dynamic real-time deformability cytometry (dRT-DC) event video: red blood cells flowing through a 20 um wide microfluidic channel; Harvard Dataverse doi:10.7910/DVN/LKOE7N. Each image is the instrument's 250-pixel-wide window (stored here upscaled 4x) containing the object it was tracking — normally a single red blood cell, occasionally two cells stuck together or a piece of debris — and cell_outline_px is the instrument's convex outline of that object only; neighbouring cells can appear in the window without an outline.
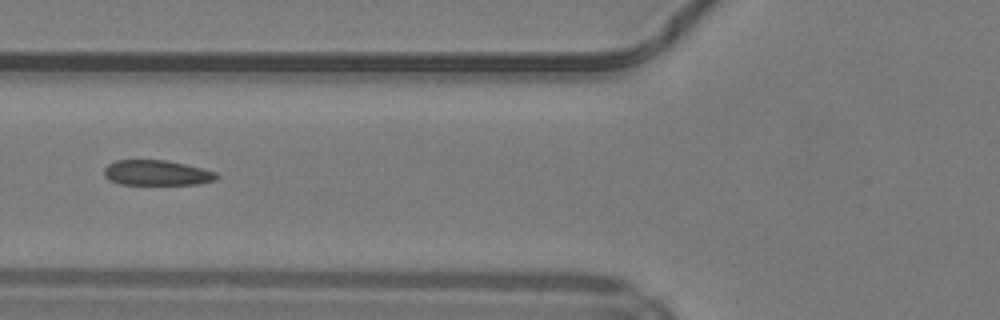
{"species": "common noctule bat (a hibernating species)", "species_latin": "Nyctalus noctula", "temperature_condition": "warm", "stored_images_in_passage": 22, "camera_frame_rate_fps": 3000, "um_per_image_px": 0.085, "animal": {"sex": "male", "body_mass_g": 19.2, "forearm_length_mm": 51.8}, "frame": {"image": 1, "passage_image": 20, "time_ms": 6.333, "image_size_px": [1000, 320], "cell_outline_px": [[220, 176], [216, 180], [196, 184], [120, 184], [108, 180], [104, 176], [104, 168], [108, 164], [116, 160], [164, 160], [184, 164], [216, 172]], "centroid_in_image_um": [13.3, 14.69], "position_along_channel_um": 112.5, "area_um2": 16.47}}